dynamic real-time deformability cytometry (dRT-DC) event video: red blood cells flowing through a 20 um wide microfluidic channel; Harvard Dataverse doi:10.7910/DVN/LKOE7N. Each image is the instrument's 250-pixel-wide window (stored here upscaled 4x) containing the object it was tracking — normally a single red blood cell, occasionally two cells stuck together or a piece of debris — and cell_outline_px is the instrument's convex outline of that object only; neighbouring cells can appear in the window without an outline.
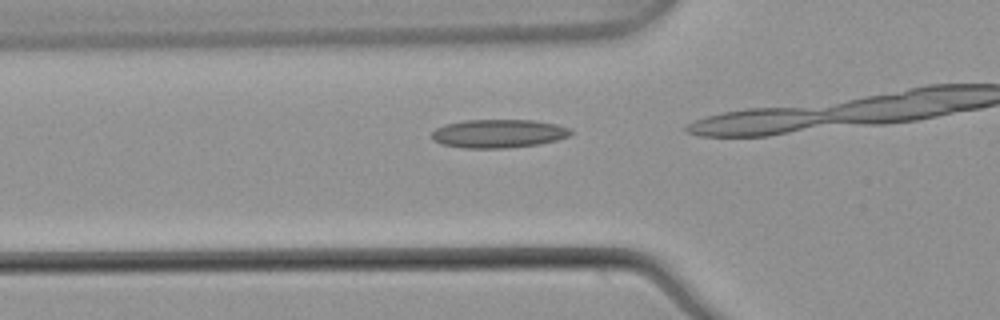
{"species": "common noctule bat (a hibernating species)", "species_latin": "Nyctalus noctula", "temperature_condition": "warm", "stored_images_in_passage": 19, "camera_frame_rate_fps": 3000, "um_per_image_px": 0.085, "animal": {"sex": "male", "body_mass_g": 21.5, "forearm_length_mm": 52.0}, "frame": {"image": 1, "passage_image": 14, "time_ms": 4.333, "image_size_px": [1000, 320], "cell_outline_px": [[572, 132], [568, 136], [556, 140], [540, 144], [504, 148], [464, 148], [440, 144], [432, 140], [432, 132], [436, 128], [444, 124], [464, 120], [536, 120], [556, 124], [572, 128]], "centroid_in_image_um": [42.36, 11.35], "position_along_channel_um": 83.4, "area_um2": 23.24}}